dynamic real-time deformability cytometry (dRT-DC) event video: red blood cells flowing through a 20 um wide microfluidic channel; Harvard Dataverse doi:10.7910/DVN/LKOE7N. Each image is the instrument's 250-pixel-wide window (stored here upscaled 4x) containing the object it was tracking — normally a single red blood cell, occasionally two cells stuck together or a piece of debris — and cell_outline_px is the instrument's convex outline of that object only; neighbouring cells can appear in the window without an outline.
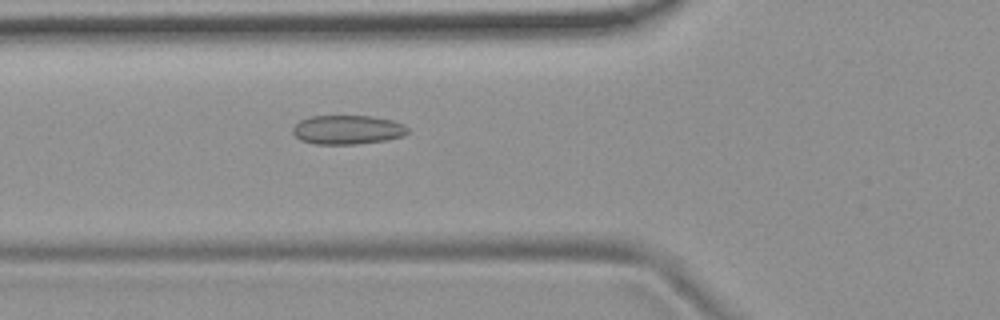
{"species": "common noctule bat (a hibernating species)", "species_latin": "Nyctalus noctula", "temperature_condition": "room temperature", "stored_images_in_passage": 54, "camera_frame_rate_fps": 3000, "um_per_image_px": 0.085, "animal": {"sex": "female", "body_mass_g": 19.9}, "frame": {"image": 1, "passage_image": 20, "time_ms": 6.333, "image_size_px": [1000, 320], "cell_outline_px": [[408, 132], [404, 136], [384, 140], [356, 144], [316, 144], [300, 140], [292, 132], [292, 128], [300, 120], [312, 116], [372, 116], [392, 120], [404, 124], [408, 128]], "centroid_in_image_um": [29.54, 11.02], "position_along_channel_um": 96.3, "area_um2": 19.48}}
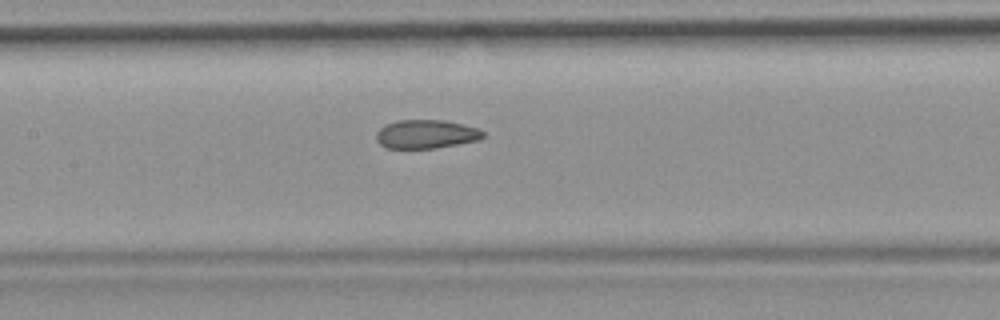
{"frame": {"image": 2, "passage_image": 26, "time_ms": 8.333, "image_size_px": [1000, 320], "cell_outline_px": [[484, 136], [480, 140], [436, 148], [384, 148], [376, 140], [376, 132], [384, 124], [396, 120], [444, 120], [464, 124], [480, 128], [484, 132]], "centroid_in_image_um": [36.22, 11.39], "position_along_channel_um": 171.2, "area_um2": 18.15}}
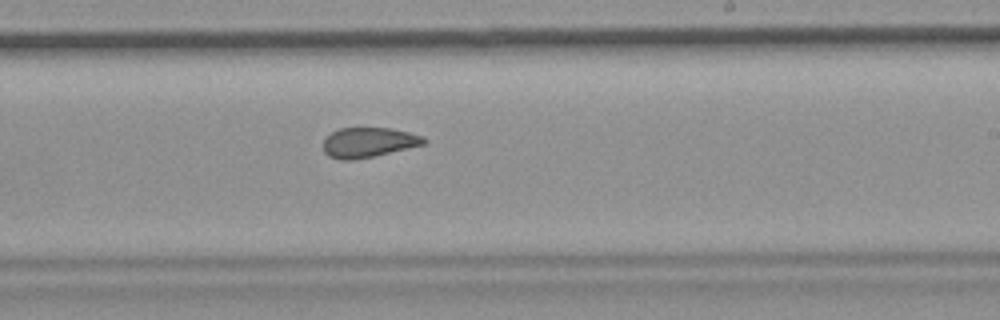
{"frame": {"image": 3, "passage_image": 33, "time_ms": 10.667, "image_size_px": [1000, 320], "cell_outline_px": [[428, 140], [424, 144], [372, 156], [352, 160], [340, 160], [328, 156], [324, 152], [324, 140], [332, 132], [340, 128], [392, 128], [424, 136]], "centroid_in_image_um": [31.32, 12.1], "position_along_channel_um": 257.7, "area_um2": 17.34}, "authors_computed_cell_mechanics": {"area_um2": 19.1896, "velocity_mm_per_s": 3.7234, "shape_relaxation_time_tau1_ms": null, "shape_relaxation_time_tau2_ms": 1.3452, "deformation_change_tau1": null, "deformation_change_tau2": 0.0687}}